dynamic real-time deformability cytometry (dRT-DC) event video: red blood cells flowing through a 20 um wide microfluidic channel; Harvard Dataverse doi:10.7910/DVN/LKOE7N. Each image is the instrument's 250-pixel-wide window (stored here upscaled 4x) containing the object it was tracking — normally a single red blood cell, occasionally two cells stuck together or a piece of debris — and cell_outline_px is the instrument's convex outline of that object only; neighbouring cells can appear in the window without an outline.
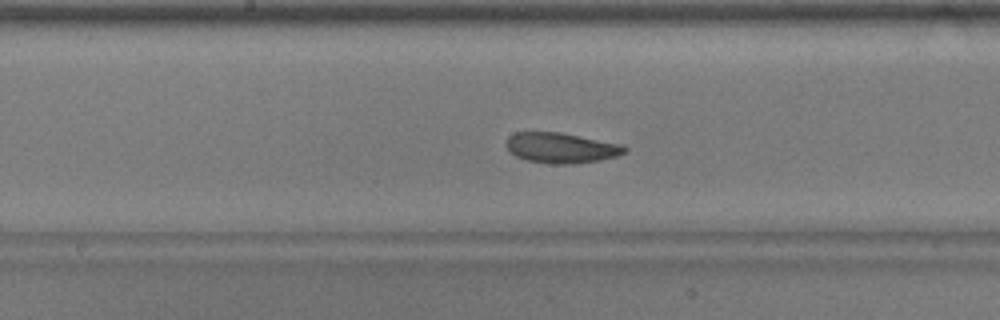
{"species": "common noctule bat (a hibernating species)", "species_latin": "Nyctalus noctula", "temperature_condition": "warm", "stored_images_in_passage": 53, "camera_frame_rate_fps": 3000, "um_per_image_px": 0.085, "animal": {"sex": "male", "body_mass_g": 17.9}, "frame": {"image": 1, "passage_image": 27, "time_ms": 8.667, "image_size_px": [1000, 320], "cell_outline_px": [[628, 152], [616, 156], [600, 160], [576, 164], [548, 164], [528, 160], [516, 156], [504, 144], [508, 136], [512, 132], [560, 132], [624, 144], [628, 148]], "centroid_in_image_um": [47.73, 12.56], "position_along_channel_um": 200.5, "area_um2": 21.27}}
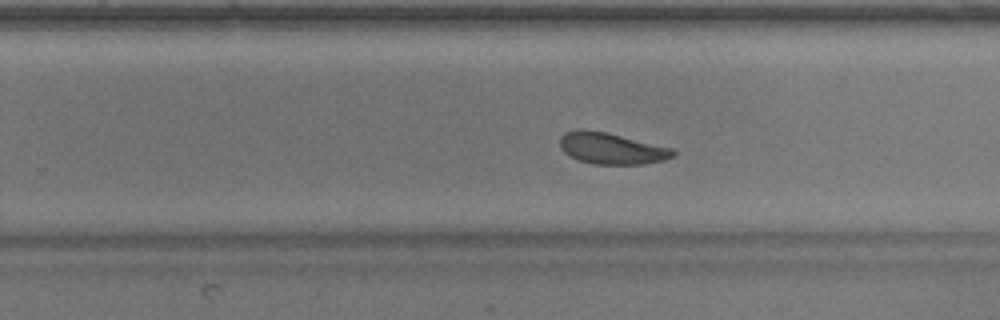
{"frame": {"image": 2, "passage_image": 33, "time_ms": 10.667, "image_size_px": [1000, 320], "cell_outline_px": [[676, 152], [672, 156], [664, 160], [644, 164], [592, 164], [580, 160], [564, 152], [560, 148], [560, 136], [564, 132], [576, 128], [584, 128], [604, 132], [672, 148]], "centroid_in_image_um": [51.93, 12.6], "position_along_channel_um": 277.9, "area_um2": 20.58}}
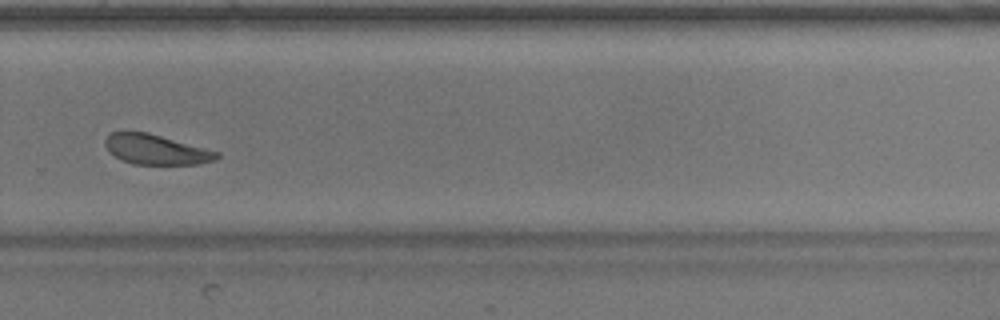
{"frame": {"image": 3, "passage_image": 36, "time_ms": 11.667, "image_size_px": [1000, 320], "cell_outline_px": [[220, 156], [216, 160], [196, 164], [132, 164], [120, 160], [108, 152], [104, 144], [104, 140], [112, 132], [148, 132], [220, 152]], "centroid_in_image_um": [13.25, 12.71], "position_along_channel_um": 316.6, "area_um2": 19.59}}